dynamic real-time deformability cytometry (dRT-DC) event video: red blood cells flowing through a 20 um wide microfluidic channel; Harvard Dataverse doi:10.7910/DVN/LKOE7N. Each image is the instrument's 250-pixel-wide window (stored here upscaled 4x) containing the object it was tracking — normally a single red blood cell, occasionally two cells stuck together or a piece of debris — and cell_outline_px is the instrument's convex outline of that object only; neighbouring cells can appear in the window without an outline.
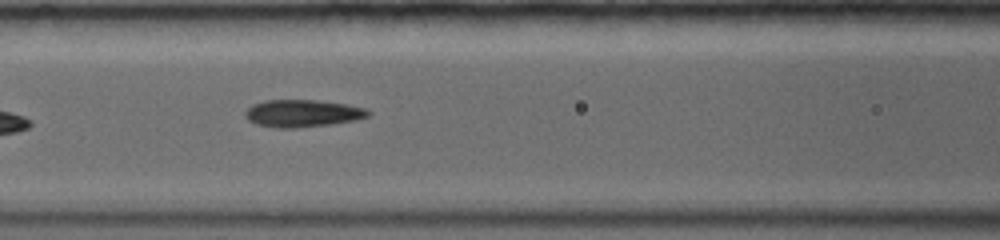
{"species": "common noctule bat (a hibernating species)", "species_latin": "Nyctalus noctula", "temperature_condition": "warm", "stored_images_in_passage": 7, "camera_frame_rate_fps": 5000, "um_per_image_px": 0.085, "animal": {"sex": "female", "body_mass_g": 19.0, "forearm_length_mm": 56.7}, "frame": {"image": 1, "passage_image": 6, "time_ms": 4.8, "image_size_px": [1000, 240], "cell_outline_px": [[372, 112], [368, 116], [356, 120], [332, 124], [296, 128], [276, 128], [256, 124], [248, 120], [244, 116], [244, 112], [252, 104], [264, 100], [316, 100], [344, 104], [368, 108]], "centroid_in_image_um": [25.71, 9.63], "position_along_channel_um": 140.9, "area_um2": 19.77}}